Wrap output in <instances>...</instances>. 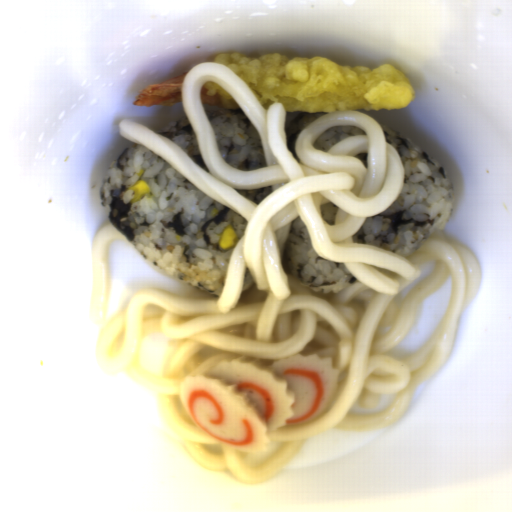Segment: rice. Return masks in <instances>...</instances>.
<instances>
[{
	"mask_svg": "<svg viewBox=\"0 0 512 512\" xmlns=\"http://www.w3.org/2000/svg\"><path fill=\"white\" fill-rule=\"evenodd\" d=\"M144 179L151 191L129 203ZM115 229L134 250L160 271L212 296L221 295L234 250L248 225L238 212L206 194L153 150L138 143L110 164L98 191ZM227 225L237 243L220 249Z\"/></svg>",
	"mask_w": 512,
	"mask_h": 512,
	"instance_id": "1",
	"label": "rice"
},
{
	"mask_svg": "<svg viewBox=\"0 0 512 512\" xmlns=\"http://www.w3.org/2000/svg\"><path fill=\"white\" fill-rule=\"evenodd\" d=\"M385 142L404 166V182L394 202L379 214L366 217L353 234L355 243L374 245L401 257L446 231L454 186L449 172L431 154L393 128L381 124Z\"/></svg>",
	"mask_w": 512,
	"mask_h": 512,
	"instance_id": "2",
	"label": "rice"
},
{
	"mask_svg": "<svg viewBox=\"0 0 512 512\" xmlns=\"http://www.w3.org/2000/svg\"><path fill=\"white\" fill-rule=\"evenodd\" d=\"M275 241L283 269L304 287L337 294L356 281L344 263L322 259L316 253L299 217L277 229Z\"/></svg>",
	"mask_w": 512,
	"mask_h": 512,
	"instance_id": "3",
	"label": "rice"
},
{
	"mask_svg": "<svg viewBox=\"0 0 512 512\" xmlns=\"http://www.w3.org/2000/svg\"><path fill=\"white\" fill-rule=\"evenodd\" d=\"M206 116L225 164L244 171L267 166L261 136L241 109L206 110Z\"/></svg>",
	"mask_w": 512,
	"mask_h": 512,
	"instance_id": "4",
	"label": "rice"
},
{
	"mask_svg": "<svg viewBox=\"0 0 512 512\" xmlns=\"http://www.w3.org/2000/svg\"><path fill=\"white\" fill-rule=\"evenodd\" d=\"M158 133L181 148L198 167L207 173L210 172L201 155L197 136L186 115L162 127Z\"/></svg>",
	"mask_w": 512,
	"mask_h": 512,
	"instance_id": "5",
	"label": "rice"
},
{
	"mask_svg": "<svg viewBox=\"0 0 512 512\" xmlns=\"http://www.w3.org/2000/svg\"><path fill=\"white\" fill-rule=\"evenodd\" d=\"M326 113L322 112H292L287 115L285 119V134L287 150L291 152L296 160L298 159L295 147L299 135L305 128L323 116Z\"/></svg>",
	"mask_w": 512,
	"mask_h": 512,
	"instance_id": "6",
	"label": "rice"
},
{
	"mask_svg": "<svg viewBox=\"0 0 512 512\" xmlns=\"http://www.w3.org/2000/svg\"><path fill=\"white\" fill-rule=\"evenodd\" d=\"M365 130L354 125L332 126L323 133L312 144L315 150L320 152L330 151L339 142L356 135H365Z\"/></svg>",
	"mask_w": 512,
	"mask_h": 512,
	"instance_id": "7",
	"label": "rice"
},
{
	"mask_svg": "<svg viewBox=\"0 0 512 512\" xmlns=\"http://www.w3.org/2000/svg\"><path fill=\"white\" fill-rule=\"evenodd\" d=\"M237 193L242 195L247 200L251 201L252 203L259 205L268 195H270L273 192V188L267 187V188H258L253 190H239L235 189Z\"/></svg>",
	"mask_w": 512,
	"mask_h": 512,
	"instance_id": "8",
	"label": "rice"
}]
</instances>
